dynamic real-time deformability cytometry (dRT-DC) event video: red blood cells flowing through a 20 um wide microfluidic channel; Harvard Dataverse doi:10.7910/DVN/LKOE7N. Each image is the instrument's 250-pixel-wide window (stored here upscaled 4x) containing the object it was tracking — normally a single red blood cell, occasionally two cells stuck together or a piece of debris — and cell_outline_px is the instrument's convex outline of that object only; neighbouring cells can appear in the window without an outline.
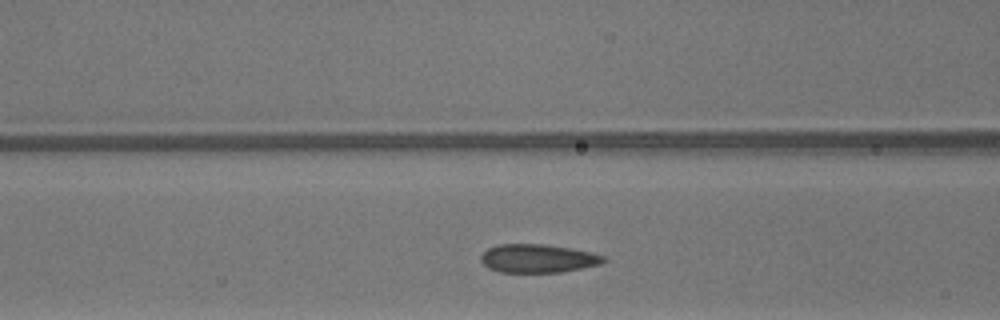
{"species": "common noctule bat (a hibernating species)", "species_latin": "Nyctalus noctula", "temperature_condition": "warm", "stored_images_in_passage": 23, "camera_frame_rate_fps": 3000, "um_per_image_px": 0.085, "animal": {"sex": "male", "body_mass_g": 13.3}, "frame": {"image": 1, "passage_image": 5, "time_ms": 1.333, "image_size_px": [1000, 320], "cell_outline_px": [[608, 260], [600, 264], [560, 272], [500, 272], [488, 268], [480, 260], [480, 256], [488, 248], [500, 244], [544, 244], [592, 252], [604, 256]], "centroid_in_image_um": [45.71, 21.96], "position_along_channel_um": 120.9, "area_um2": 20.23}}
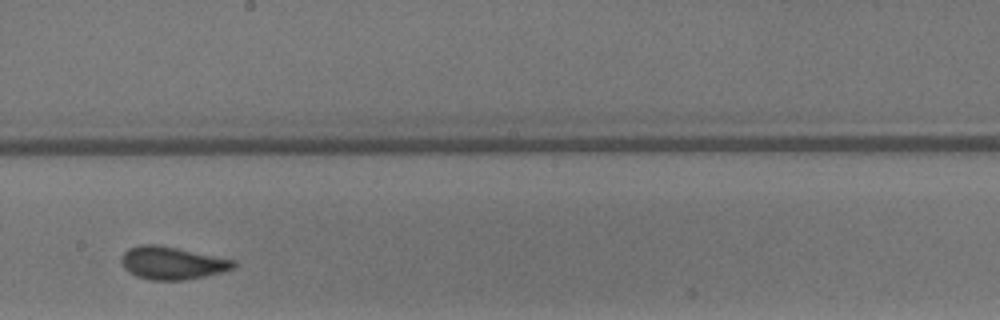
{"frame": {"image": 2, "passage_image": 13, "time_ms": 4.0, "image_size_px": [1000, 320], "cell_outline_px": [[236, 268], [204, 276], [184, 280], [148, 280], [136, 276], [128, 272], [124, 268], [120, 260], [124, 252], [128, 248], [140, 244], [156, 244], [236, 260]], "centroid_in_image_um": [14.6, 22.36], "position_along_channel_um": 233.6, "area_um2": 21.44}}
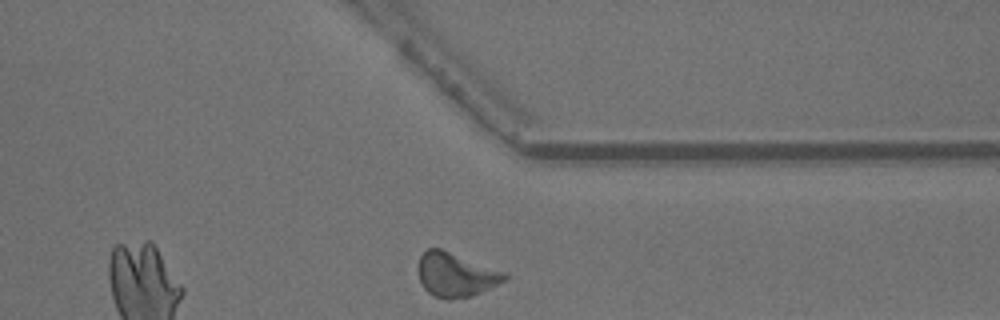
{"frame": {"image": 3, "passage_image": 23, "time_ms": 7.333, "image_size_px": [1000, 320], "cell_outline_px": [[508, 280], [472, 296], [448, 300], [436, 296], [428, 292], [420, 284], [420, 256], [428, 248], [440, 248], [508, 272]], "centroid_in_image_um": [38.8, 23.36], "position_along_channel_um": 372.6, "area_um2": 22.25}, "authors_computed_cell_mechanics": {"area_um2": 21.097, "velocity_mm_per_s": 4.2362, "shape_relaxation_time_tau1_ms": 5.334, "shape_relaxation_time_tau2_ms": 0.9484, "deformation_change_tau1": 0.1189, "deformation_change_tau2": 0.0696}}